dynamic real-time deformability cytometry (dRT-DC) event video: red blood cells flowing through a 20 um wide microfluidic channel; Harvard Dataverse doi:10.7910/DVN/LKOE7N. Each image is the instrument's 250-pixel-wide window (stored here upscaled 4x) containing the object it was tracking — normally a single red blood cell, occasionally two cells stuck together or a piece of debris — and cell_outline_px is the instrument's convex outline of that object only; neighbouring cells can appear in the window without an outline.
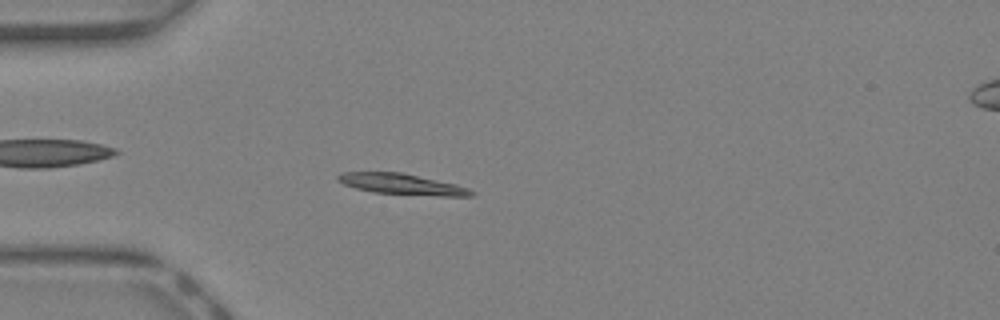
{"species": "Egyptian fruit bat (a non-hibernating species)", "species_latin": "Rousettus aegyptiacus", "temperature_condition": "warm", "stored_images_in_passage": 40, "camera_frame_rate_fps": 3000, "um_per_image_px": 0.085, "animal": {"sex": "female"}, "frame": {"image": 1, "passage_image": 11, "time_ms": 3.333, "image_size_px": [1000, 320], "cell_outline_px": [[476, 192], [472, 196], [440, 196], [372, 192], [356, 188], [344, 184], [336, 180], [336, 176], [344, 172], [400, 172], [456, 184], [468, 188]], "centroid_in_image_um": [34.16, 15.65], "position_along_channel_um": 50.8, "area_um2": 16.07}}
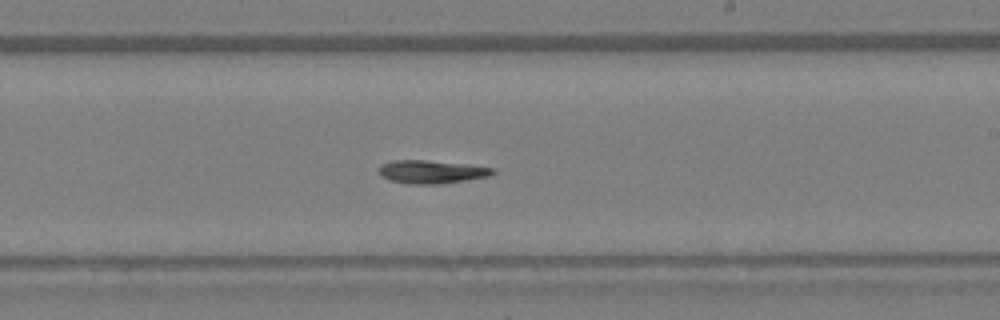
{"frame": {"image": 2, "passage_image": 24, "time_ms": 7.667, "image_size_px": [1000, 320], "cell_outline_px": [[496, 172], [488, 176], [440, 184], [408, 184], [388, 180], [376, 168], [380, 164], [392, 160], [424, 160], [468, 164], [492, 168]], "centroid_in_image_um": [36.63, 14.6], "position_along_channel_um": 252.4, "area_um2": 15.37}}
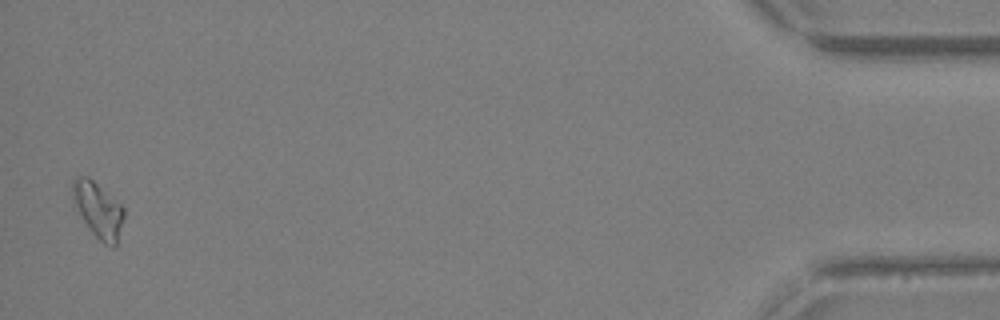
{"frame": {"image": 3, "passage_image": 40, "time_ms": 13.0, "image_size_px": [1000, 320], "cell_outline_px": [[124, 220], [116, 248], [112, 248], [104, 244], [92, 232], [84, 220], [72, 196], [72, 180], [80, 176], [88, 176], [120, 204], [124, 208]], "centroid_in_image_um": [8.39, 17.87], "position_along_channel_um": 426.8, "area_um2": 16.3}, "authors_computed_cell_mechanics": {"area_um2": 15.3748, "velocity_mm_per_s": 4.9453, "shape_relaxation_time_tau1_ms": 6.9043, "shape_relaxation_time_tau2_ms": null, "deformation_change_tau1": 0.2118, "deformation_change_tau2": null}}